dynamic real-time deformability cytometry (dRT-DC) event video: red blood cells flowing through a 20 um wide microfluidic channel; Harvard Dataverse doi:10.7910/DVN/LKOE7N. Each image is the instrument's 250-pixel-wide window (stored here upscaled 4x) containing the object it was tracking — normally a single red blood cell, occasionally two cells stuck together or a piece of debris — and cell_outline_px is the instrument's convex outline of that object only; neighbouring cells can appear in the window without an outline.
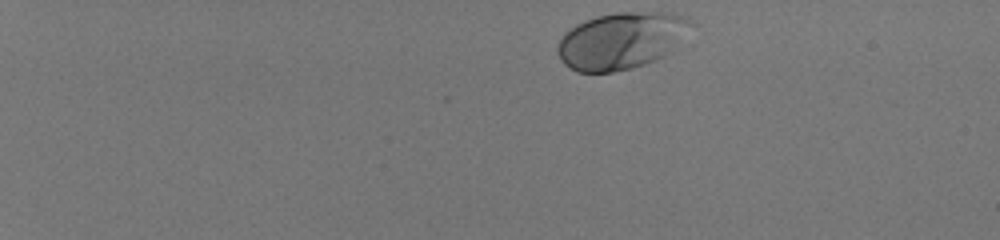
{"species": "human", "species_latin": "Homo sapiens", "temperature_condition": "room temperature", "stored_images_in_passage": 44, "camera_frame_rate_fps": 3000, "um_per_image_px": 0.085, "donor": {"sex": "male"}, "frame": {"image": 1, "passage_image": 1, "time_ms": 0.0, "image_size_px": [1000, 240], "cell_outline_px": [[696, 24], [664, 56], [656, 60], [632, 68], [612, 72], [576, 72], [564, 64], [560, 60], [556, 52], [556, 48], [564, 32], [576, 24], [584, 20], [596, 16], [616, 12], [664, 12], [684, 16], [692, 20]], "centroid_in_image_um": [52.78, 3.44], "position_along_channel_um": 32.2, "area_um2": 44.39}}
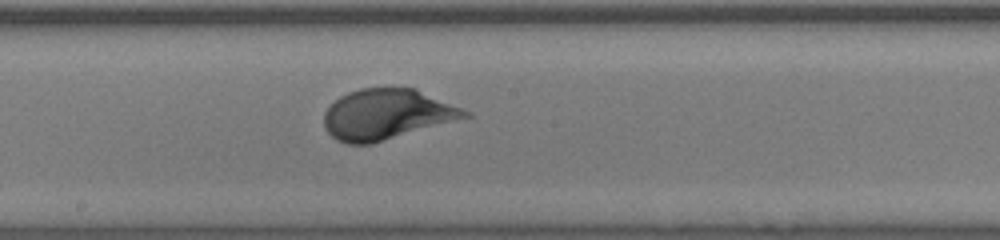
{"frame": {"image": 2, "passage_image": 25, "time_ms": 8.0, "image_size_px": [1000, 240], "cell_outline_px": [[472, 116], [372, 144], [348, 144], [336, 140], [324, 128], [324, 112], [340, 96], [348, 92], [360, 88], [416, 88], [472, 112]], "centroid_in_image_um": [32.89, 9.72], "position_along_channel_um": 215.3, "area_um2": 41.5}}
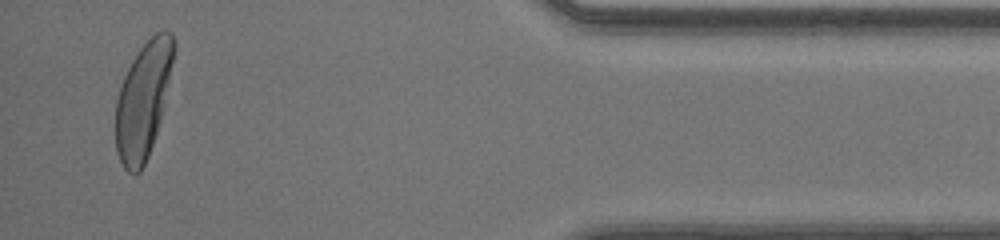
{"frame": {"image": 3, "passage_image": 43, "time_ms": 14.0, "image_size_px": [1000, 240], "cell_outline_px": [[176, 48], [160, 116], [156, 132], [148, 156], [140, 172], [128, 172], [124, 168], [116, 152], [116, 100], [124, 76], [132, 60], [140, 48], [156, 32], [164, 28], [172, 32], [176, 44]], "centroid_in_image_um": [12.17, 8.46], "position_along_channel_um": 423.0, "area_um2": 38.61}, "authors_computed_cell_mechanics": {"area_um2": 39.304, "velocity_mm_per_s": 4.0925, "shape_relaxation_time_tau1_ms": 3.755, "shape_relaxation_time_tau2_ms": null, "deformation_change_tau1": 0.1884, "deformation_change_tau2": null}}